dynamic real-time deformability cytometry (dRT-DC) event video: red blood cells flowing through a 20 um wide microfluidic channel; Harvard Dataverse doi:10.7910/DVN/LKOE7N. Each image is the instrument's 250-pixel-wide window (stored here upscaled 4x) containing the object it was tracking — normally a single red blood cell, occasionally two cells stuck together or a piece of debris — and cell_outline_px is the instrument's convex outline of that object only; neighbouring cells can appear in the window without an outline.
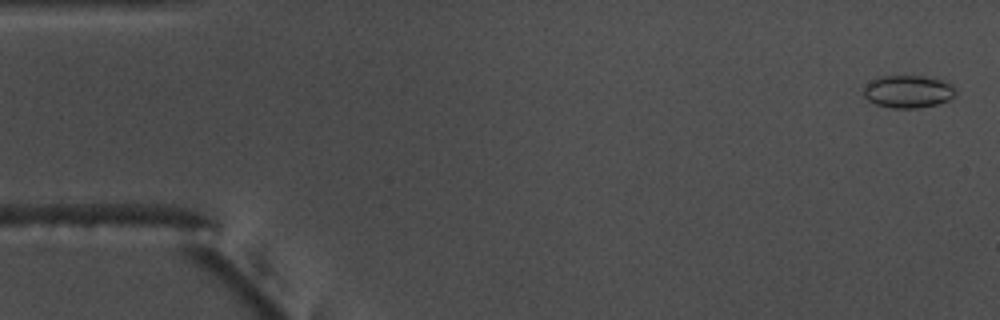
{"species": "common noctule bat (a hibernating species)", "species_latin": "Nyctalus noctula", "temperature_condition": "warm", "stored_images_in_passage": 55, "camera_frame_rate_fps": 3000, "um_per_image_px": 0.085, "animal": {"sex": "male", "body_mass_g": 17.5, "forearm_length_mm": 52.3}, "frame": {"image": 1, "passage_image": 2, "time_ms": 0.333, "image_size_px": [1000, 320], "cell_outline_px": [[956, 92], [948, 100], [936, 104], [916, 108], [892, 108], [876, 104], [868, 100], [864, 96], [864, 88], [876, 76], [924, 76], [940, 80], [952, 84], [956, 88]], "centroid_in_image_um": [77.18, 7.77], "position_along_channel_um": 7.8, "area_um2": 17.34}}
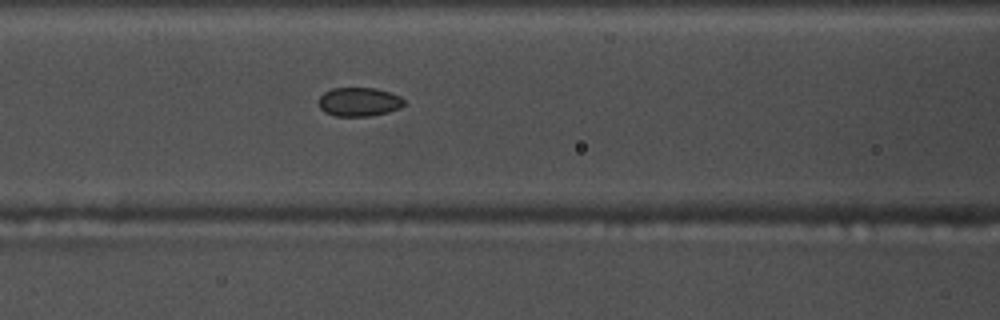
{"frame": {"image": 2, "passage_image": 23, "time_ms": 7.333, "image_size_px": [1000, 320], "cell_outline_px": [[404, 104], [400, 108], [388, 112], [368, 116], [336, 116], [324, 112], [320, 108], [320, 96], [324, 92], [332, 88], [376, 88], [400, 96], [404, 100]], "centroid_in_image_um": [30.52, 8.66], "position_along_channel_um": 136.1, "area_um2": 14.28}}
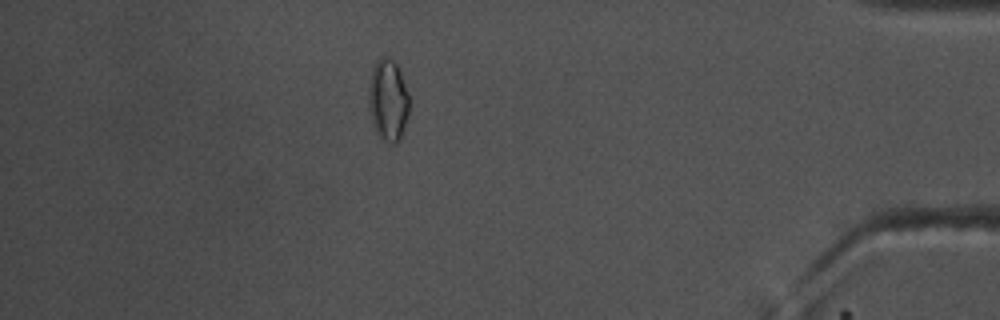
{"frame": {"image": 3, "passage_image": 48, "time_ms": 15.667, "image_size_px": [1000, 320], "cell_outline_px": [[408, 112], [400, 140], [396, 144], [388, 144], [376, 132], [368, 108], [368, 84], [372, 68], [376, 60], [380, 56], [384, 56], [392, 60], [396, 64], [400, 72], [408, 96]], "centroid_in_image_um": [32.94, 8.51], "position_along_channel_um": 402.3, "area_um2": 19.31}, "authors_computed_cell_mechanics": {"area_um2": 15.317, "velocity_mm_per_s": 3.7585, "shape_relaxation_time_tau1_ms": null, "shape_relaxation_time_tau2_ms": 1.979, "deformation_change_tau1": null, "deformation_change_tau2": 0.0552}}